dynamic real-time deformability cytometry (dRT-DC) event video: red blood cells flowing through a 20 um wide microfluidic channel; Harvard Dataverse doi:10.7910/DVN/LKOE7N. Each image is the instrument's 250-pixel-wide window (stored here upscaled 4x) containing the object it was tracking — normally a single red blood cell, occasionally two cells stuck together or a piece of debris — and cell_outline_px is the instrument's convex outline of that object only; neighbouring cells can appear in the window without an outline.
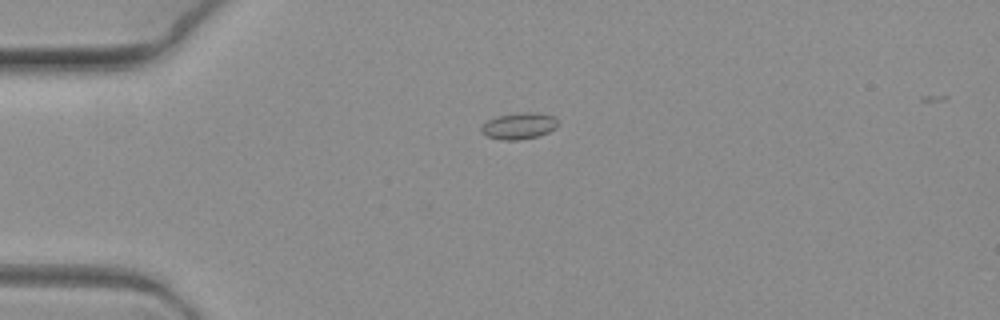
{"species": "common noctule bat (a hibernating species)", "species_latin": "Nyctalus noctula", "temperature_condition": "warm", "stored_images_in_passage": 6, "camera_frame_rate_fps": 3000, "um_per_image_px": 0.085, "animal": {"sex": "female", "body_mass_g": 19.3, "forearm_length_mm": 54.1}, "frame": {"image": 1, "passage_image": 1, "time_ms": 0.0, "image_size_px": [1000, 320], "cell_outline_px": [[556, 128], [548, 132], [536, 136], [520, 140], [500, 140], [488, 136], [480, 132], [480, 128], [488, 120], [496, 116], [524, 112], [540, 112], [552, 116], [556, 120]], "centroid_in_image_um": [44.08, 10.7], "position_along_channel_um": 40.9, "area_um2": 11.73}}
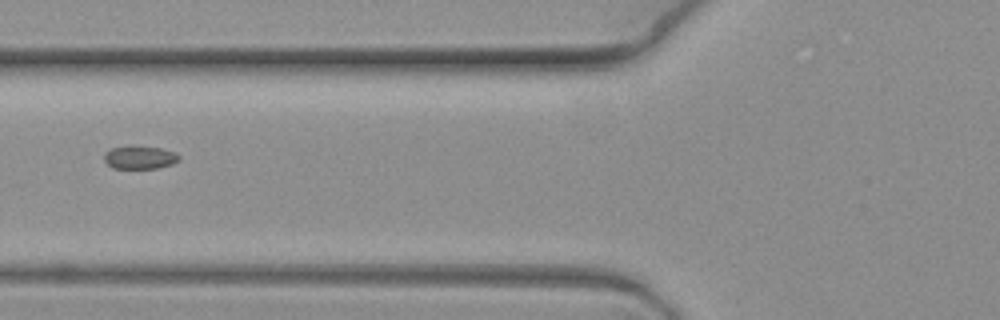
{"frame": {"image": 2, "passage_image": 4, "time_ms": 1.0, "image_size_px": [1000, 320], "cell_outline_px": [[180, 160], [172, 164], [156, 168], [112, 168], [104, 160], [104, 152], [112, 148], [132, 144], [160, 148], [176, 152], [180, 156]], "centroid_in_image_um": [11.88, 13.35], "position_along_channel_um": 113.9, "area_um2": 10.35}}
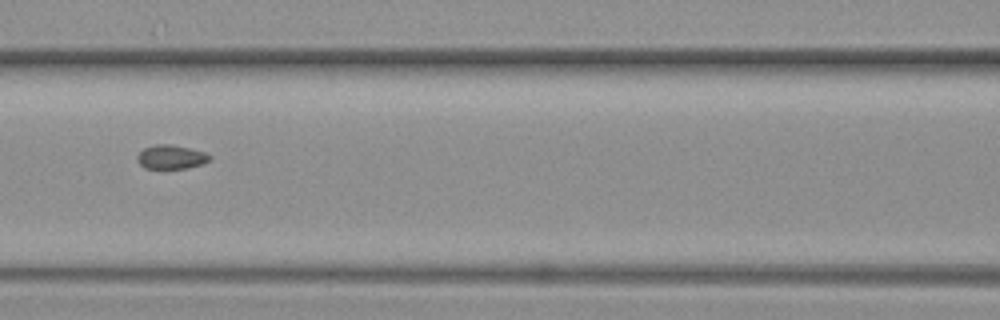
{"frame": {"image": 3, "passage_image": 5, "time_ms": 1.333, "image_size_px": [1000, 320], "cell_outline_px": [[212, 160], [188, 168], [144, 168], [136, 160], [136, 156], [144, 148], [156, 144], [168, 144], [188, 148], [204, 152], [212, 156]], "centroid_in_image_um": [14.54, 13.34], "position_along_channel_um": 152.1, "area_um2": 10.06}}